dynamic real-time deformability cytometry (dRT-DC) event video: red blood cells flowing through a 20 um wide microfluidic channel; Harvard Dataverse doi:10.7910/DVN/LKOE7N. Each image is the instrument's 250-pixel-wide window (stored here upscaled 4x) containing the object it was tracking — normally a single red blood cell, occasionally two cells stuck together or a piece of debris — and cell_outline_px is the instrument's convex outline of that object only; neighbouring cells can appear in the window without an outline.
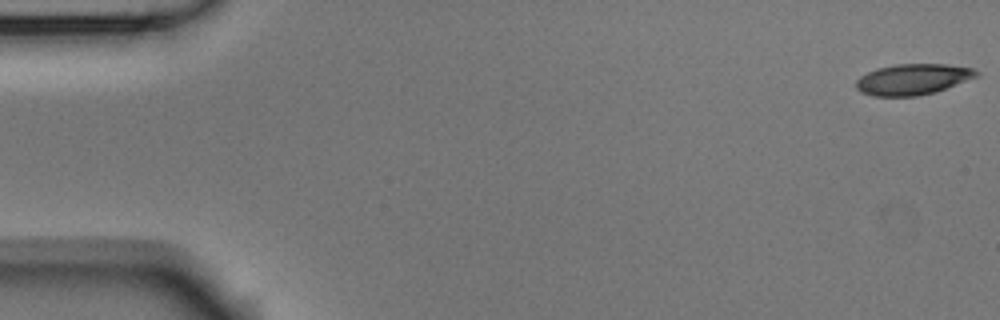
{"species": "Egyptian fruit bat (a non-hibernating species)", "species_latin": "Rousettus aegyptiacus", "temperature_condition": "room temperature", "stored_images_in_passage": 9, "camera_frame_rate_fps": 3000, "um_per_image_px": 0.085, "animal": {"sex": "male"}, "frame": {"image": 1, "passage_image": 1, "time_ms": 0.0, "image_size_px": [1000, 320], "cell_outline_px": [[980, 76], [936, 92], [916, 96], [872, 96], [860, 92], [856, 88], [856, 80], [860, 76], [876, 68], [896, 64], [944, 64], [972, 68], [980, 72]], "centroid_in_image_um": [77.6, 6.74], "position_along_channel_um": 7.4, "area_um2": 21.85}}
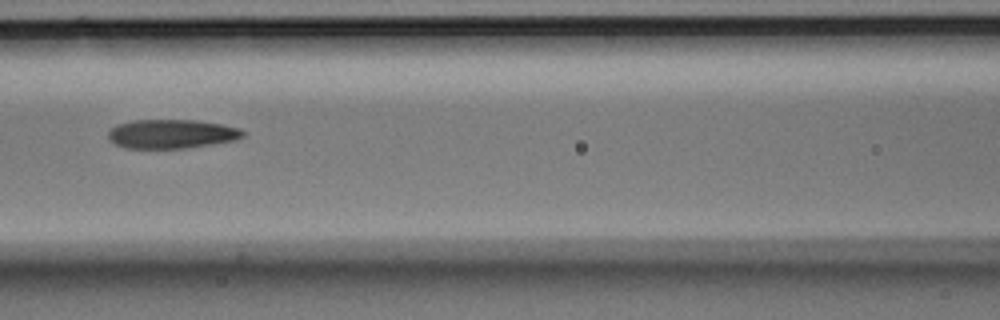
{"frame": {"image": 2, "passage_image": 7, "time_ms": 2.0, "image_size_px": [1000, 320], "cell_outline_px": [[244, 136], [236, 140], [212, 144], [184, 148], [124, 148], [112, 144], [108, 140], [108, 132], [116, 124], [132, 120], [196, 120], [220, 124], [240, 128], [244, 132]], "centroid_in_image_um": [14.54, 11.38], "position_along_channel_um": 152.1, "area_um2": 22.95}}
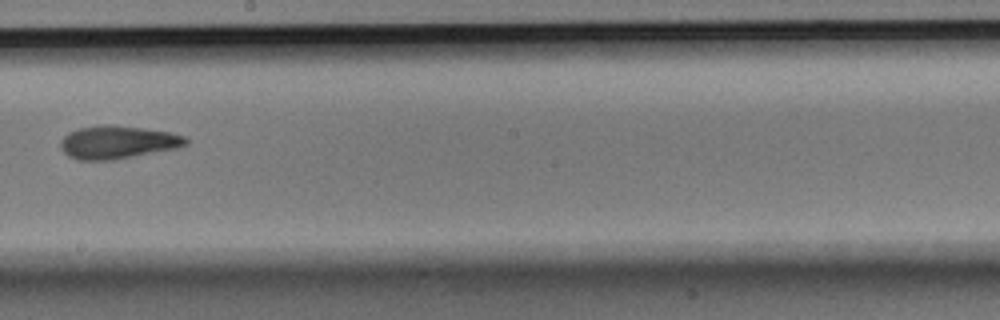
{"frame": {"image": 3, "passage_image": 9, "time_ms": 2.667, "image_size_px": [1000, 320], "cell_outline_px": [[188, 144], [176, 148], [116, 160], [80, 160], [68, 156], [64, 152], [60, 144], [60, 140], [68, 132], [80, 128], [108, 124], [144, 128], [168, 132], [184, 136], [188, 140]], "centroid_in_image_um": [9.99, 12.09], "position_along_channel_um": 238.2, "area_um2": 24.04}}